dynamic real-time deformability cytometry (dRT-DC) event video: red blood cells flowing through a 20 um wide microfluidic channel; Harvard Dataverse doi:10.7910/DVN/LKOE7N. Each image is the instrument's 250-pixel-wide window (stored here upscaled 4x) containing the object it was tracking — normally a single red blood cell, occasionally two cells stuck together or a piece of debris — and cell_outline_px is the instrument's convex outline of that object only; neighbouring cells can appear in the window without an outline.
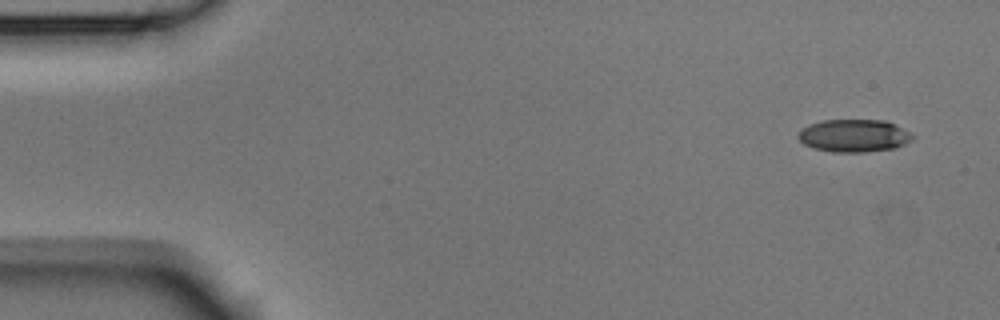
{"species": "Egyptian fruit bat (a non-hibernating species)", "species_latin": "Rousettus aegyptiacus", "temperature_condition": "room temperature", "stored_images_in_passage": 5, "camera_frame_rate_fps": 3000, "um_per_image_px": 0.085, "animal": {"sex": "male"}, "frame": {"image": 1, "passage_image": 1, "time_ms": 0.0, "image_size_px": [1000, 320], "cell_outline_px": [[912, 140], [896, 148], [864, 152], [832, 152], [812, 148], [804, 144], [796, 136], [800, 128], [808, 124], [820, 120], [884, 120], [908, 132], [912, 136]], "centroid_in_image_um": [72.5, 11.53], "position_along_channel_um": 12.5, "area_um2": 21.79}}
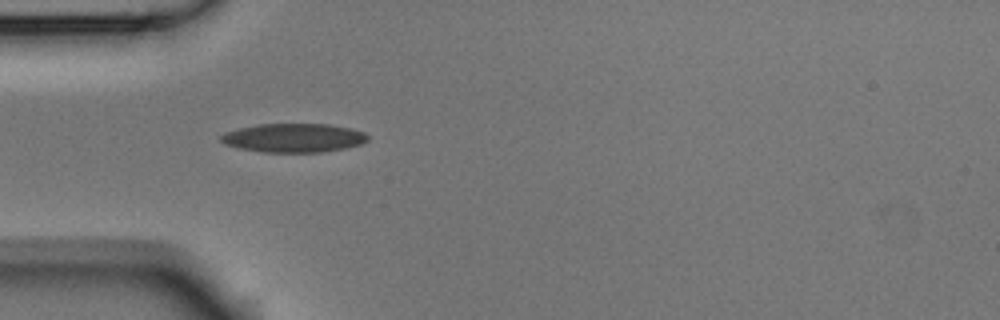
{"frame": {"image": 2, "passage_image": 5, "time_ms": 1.333, "image_size_px": [1000, 320], "cell_outline_px": [[368, 140], [360, 144], [344, 148], [320, 152], [264, 152], [240, 148], [224, 144], [220, 140], [220, 136], [224, 132], [240, 128], [260, 124], [328, 124], [348, 128], [364, 132], [368, 136]], "centroid_in_image_um": [24.94, 11.72], "position_along_channel_um": 60.1, "area_um2": 24.45}}